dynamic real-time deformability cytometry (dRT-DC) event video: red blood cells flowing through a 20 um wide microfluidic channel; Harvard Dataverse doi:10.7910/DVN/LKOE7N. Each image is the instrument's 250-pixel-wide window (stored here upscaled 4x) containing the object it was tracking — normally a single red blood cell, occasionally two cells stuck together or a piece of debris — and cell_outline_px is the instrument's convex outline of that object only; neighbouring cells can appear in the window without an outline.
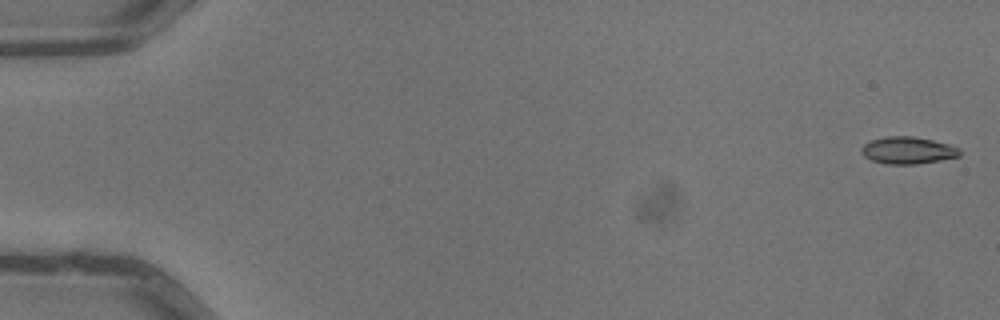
{"species": "common noctule bat (a hibernating species)", "species_latin": "Nyctalus noctula", "temperature_condition": "warm", "stored_images_in_passage": 5, "camera_frame_rate_fps": 3000, "um_per_image_px": 0.085, "animal": {"sex": "male", "body_mass_g": 13.3}, "frame": {"image": 1, "passage_image": 1, "time_ms": 0.0, "image_size_px": [1000, 320], "cell_outline_px": [[960, 156], [940, 160], [916, 164], [888, 164], [872, 160], [864, 156], [860, 152], [860, 148], [864, 144], [872, 140], [888, 136], [912, 136], [932, 140], [948, 144], [960, 148]], "centroid_in_image_um": [77.16, 12.78], "position_along_channel_um": 7.8, "area_um2": 15.43}}
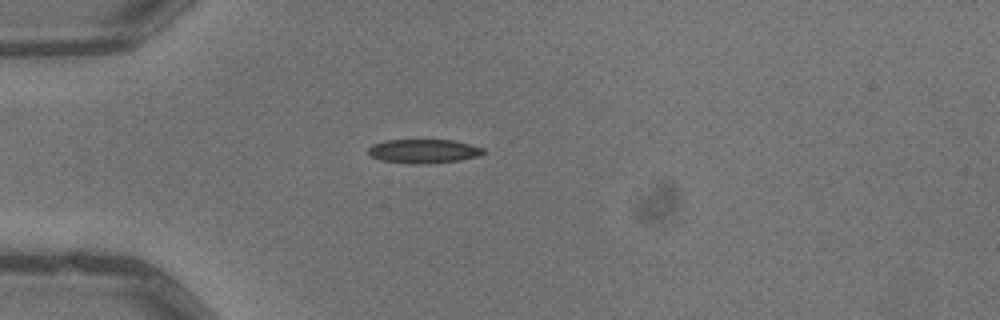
{"frame": {"image": 2, "passage_image": 5, "time_ms": 1.333, "image_size_px": [1000, 320], "cell_outline_px": [[484, 152], [480, 156], [460, 160], [428, 164], [412, 164], [380, 160], [368, 156], [368, 148], [372, 144], [384, 140], [452, 140], [484, 148]], "centroid_in_image_um": [35.96, 12.86], "position_along_channel_um": 49.0, "area_um2": 16.24}}